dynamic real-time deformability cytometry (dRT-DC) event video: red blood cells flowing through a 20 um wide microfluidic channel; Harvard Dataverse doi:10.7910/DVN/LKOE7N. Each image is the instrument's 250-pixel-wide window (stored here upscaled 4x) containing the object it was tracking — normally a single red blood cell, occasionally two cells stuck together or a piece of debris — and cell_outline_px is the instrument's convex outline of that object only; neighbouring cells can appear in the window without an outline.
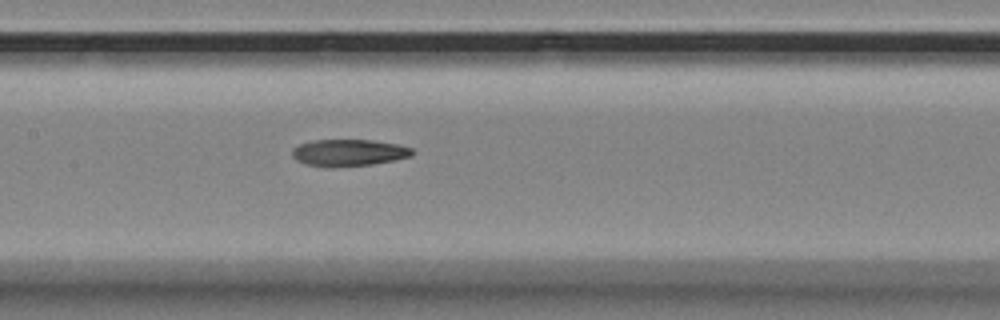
{"species": "Egyptian fruit bat (a non-hibernating species)", "species_latin": "Rousettus aegyptiacus", "temperature_condition": "room temperature", "stored_images_in_passage": 7, "camera_frame_rate_fps": 3000, "um_per_image_px": 0.085, "animal": {"sex": "female"}, "frame": {"image": 1, "passage_image": 7, "time_ms": 2.0, "image_size_px": [1000, 320], "cell_outline_px": [[412, 156], [372, 164], [308, 164], [296, 160], [292, 156], [292, 148], [300, 144], [312, 140], [372, 140], [396, 144], [412, 148]], "centroid_in_image_um": [29.65, 12.92], "position_along_channel_um": 177.7, "area_um2": 17.74}}